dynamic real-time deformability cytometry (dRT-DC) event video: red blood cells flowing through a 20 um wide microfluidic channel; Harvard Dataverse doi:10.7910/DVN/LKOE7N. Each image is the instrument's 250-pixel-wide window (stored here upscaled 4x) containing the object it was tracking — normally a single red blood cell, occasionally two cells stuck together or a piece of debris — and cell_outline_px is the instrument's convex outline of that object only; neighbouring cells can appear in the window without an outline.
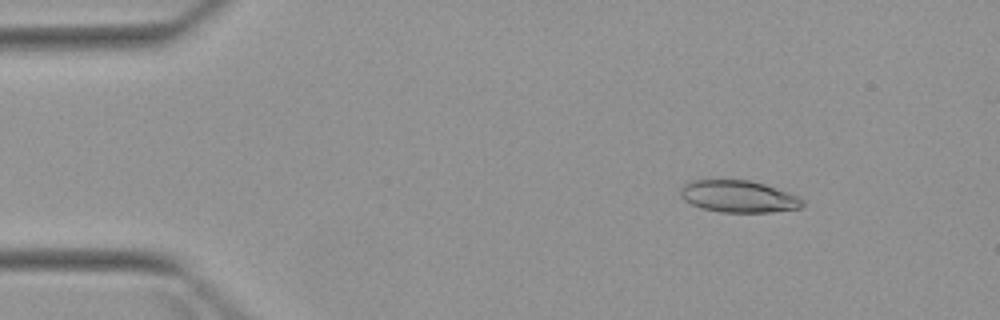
{"species": "Egyptian fruit bat (a non-hibernating species)", "species_latin": "Rousettus aegyptiacus", "temperature_condition": "warm", "stored_images_in_passage": 3, "camera_frame_rate_fps": 3000, "um_per_image_px": 0.085, "animal": {"sex": "female"}, "frame": {"image": 1, "passage_image": 1, "time_ms": 0.0, "image_size_px": [1000, 320], "cell_outline_px": [[804, 208], [772, 212], [720, 212], [700, 208], [684, 200], [680, 196], [680, 188], [688, 180], [748, 180], [764, 184], [788, 192], [804, 200]], "centroid_in_image_um": [62.76, 16.7], "position_along_channel_um": 22.2, "area_um2": 22.89}}